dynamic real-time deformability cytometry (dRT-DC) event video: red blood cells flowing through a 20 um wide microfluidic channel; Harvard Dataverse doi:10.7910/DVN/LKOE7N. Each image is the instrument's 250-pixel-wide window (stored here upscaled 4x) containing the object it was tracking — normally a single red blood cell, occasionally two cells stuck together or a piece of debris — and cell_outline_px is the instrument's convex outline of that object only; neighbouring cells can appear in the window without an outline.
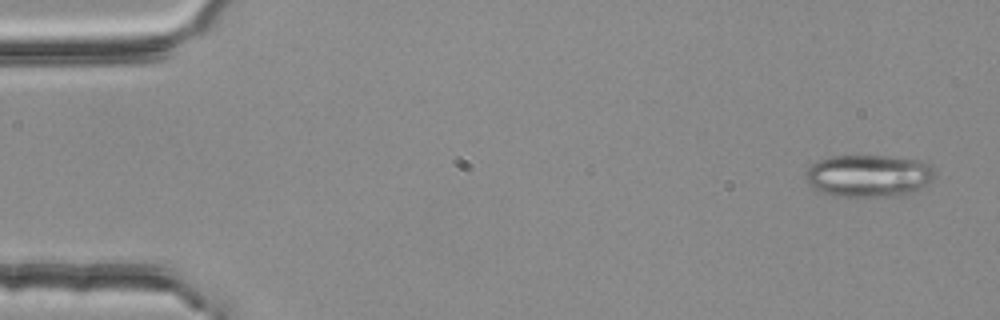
{"species": "common noctule bat (a hibernating species)", "species_latin": "Nyctalus noctula", "temperature_condition": "room temperature", "stored_images_in_passage": 4, "camera_frame_rate_fps": 3000, "um_per_image_px": 0.085, "animal": {"sex": "female", "body_mass_g": 25.1}, "frame": {"image": 1, "passage_image": 1, "time_ms": 0.0, "image_size_px": [1000, 320], "cell_outline_px": [[936, 180], [916, 192], [904, 196], [836, 196], [820, 192], [812, 188], [804, 180], [804, 172], [812, 164], [828, 156], [888, 156], [924, 160], [932, 164], [936, 168]], "centroid_in_image_um": [73.92, 14.94], "position_along_channel_um": 11.1, "area_um2": 32.95}}
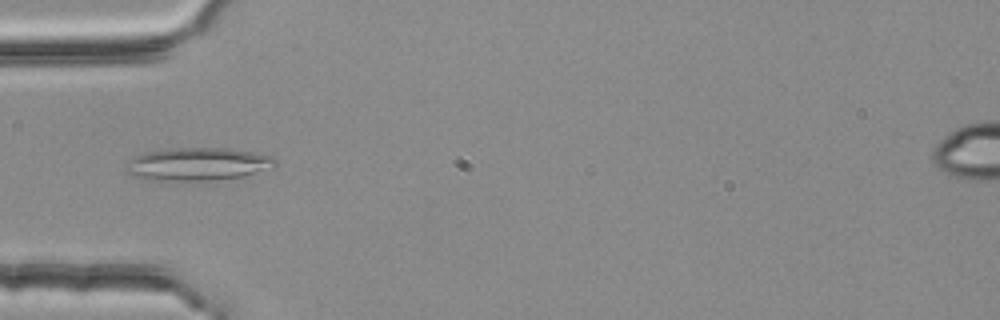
{"frame": {"image": 2, "passage_image": 4, "time_ms": 1.0, "image_size_px": [1000, 320], "cell_outline_px": [[276, 164], [240, 176], [216, 180], [140, 180], [124, 172], [124, 168], [128, 160], [144, 152], [168, 148], [232, 148], [272, 156], [276, 160]], "centroid_in_image_um": [16.65, 13.94], "position_along_channel_um": 68.3, "area_um2": 28.55}}